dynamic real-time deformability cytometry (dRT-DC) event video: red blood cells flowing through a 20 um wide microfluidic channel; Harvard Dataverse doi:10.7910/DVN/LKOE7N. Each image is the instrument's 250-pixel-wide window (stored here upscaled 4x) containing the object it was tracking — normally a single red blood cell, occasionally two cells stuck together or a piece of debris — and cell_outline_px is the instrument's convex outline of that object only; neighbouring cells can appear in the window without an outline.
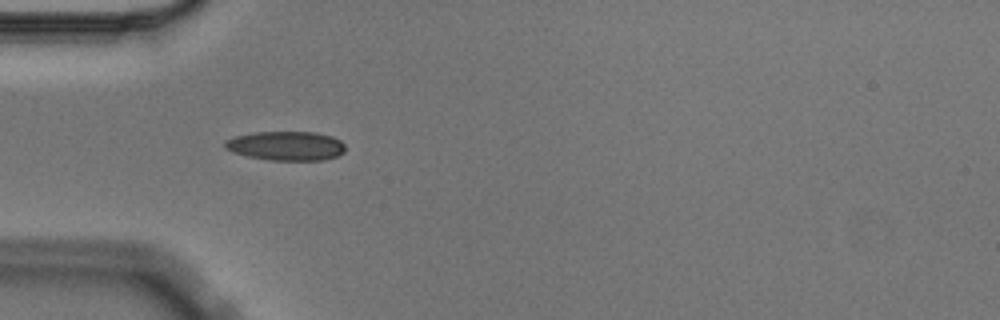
{"species": "Egyptian fruit bat (a non-hibernating species)", "species_latin": "Rousettus aegyptiacus", "temperature_condition": "cold", "stored_images_in_passage": 3, "camera_frame_rate_fps": 3000, "um_per_image_px": 0.085, "animal": {"sex": "male"}, "frame": {"image": 1, "passage_image": 2, "time_ms": 0.333, "image_size_px": [1000, 320], "cell_outline_px": [[344, 152], [336, 156], [324, 160], [268, 160], [248, 156], [232, 152], [224, 148], [224, 140], [236, 136], [256, 132], [316, 132], [332, 136], [340, 140], [344, 144]], "centroid_in_image_um": [24.3, 12.39], "position_along_channel_um": 60.7, "area_um2": 20.52}}
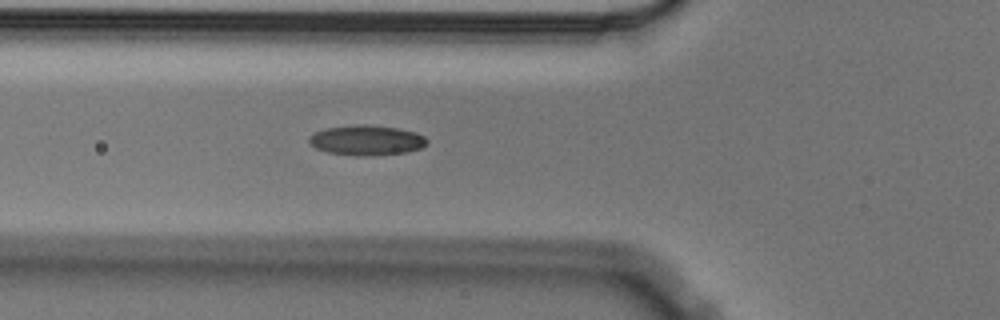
{"frame": {"image": 2, "passage_image": 3, "time_ms": 0.667, "image_size_px": [1000, 320], "cell_outline_px": [[428, 140], [420, 148], [408, 152], [372, 156], [356, 156], [328, 152], [316, 148], [308, 144], [308, 136], [324, 128], [360, 124], [364, 124], [396, 128], [416, 132], [424, 136]], "centroid_in_image_um": [31.12, 11.93], "position_along_channel_um": 94.7, "area_um2": 20.75}}